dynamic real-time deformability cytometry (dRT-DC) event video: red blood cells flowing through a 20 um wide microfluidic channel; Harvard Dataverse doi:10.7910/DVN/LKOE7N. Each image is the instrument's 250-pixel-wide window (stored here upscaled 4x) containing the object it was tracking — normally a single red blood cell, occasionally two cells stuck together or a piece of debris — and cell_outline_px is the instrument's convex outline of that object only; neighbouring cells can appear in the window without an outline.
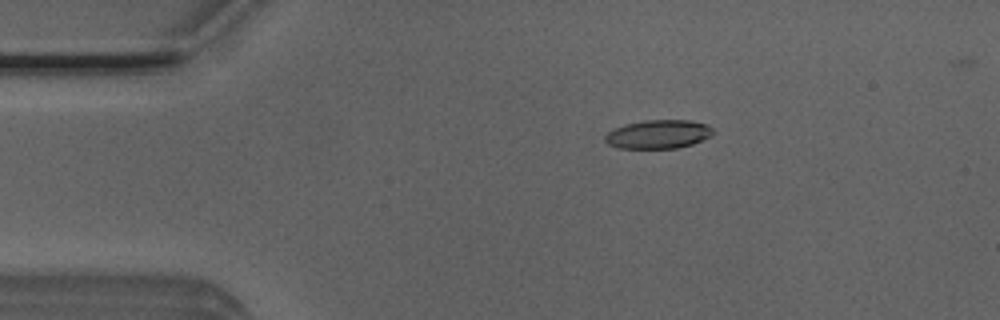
{"species": "Egyptian fruit bat (a non-hibernating species)", "species_latin": "Rousettus aegyptiacus", "temperature_condition": "room temperature", "stored_images_in_passage": 6, "camera_frame_rate_fps": 3000, "um_per_image_px": 0.085, "animal": {"sex": "male"}, "frame": {"image": 1, "passage_image": 1, "time_ms": 0.0, "image_size_px": [1000, 320], "cell_outline_px": [[716, 132], [712, 136], [692, 144], [676, 148], [616, 148], [608, 144], [604, 140], [604, 136], [608, 132], [616, 128], [628, 124], [644, 120], [688, 120], [708, 124]], "centroid_in_image_um": [55.99, 11.41], "position_along_channel_um": 29.0, "area_um2": 18.09}}
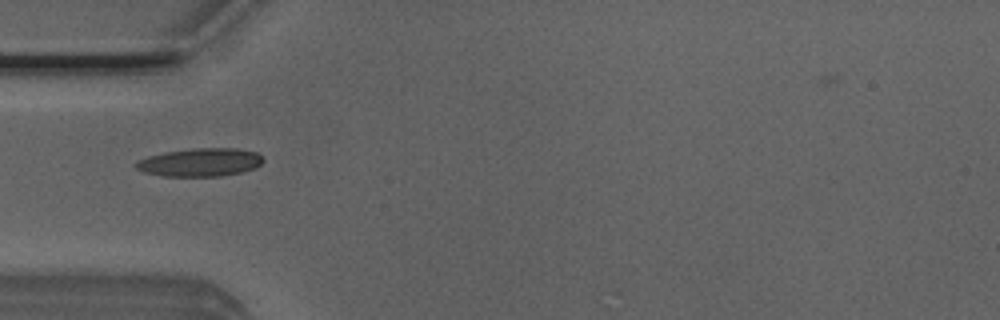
{"frame": {"image": 2, "passage_image": 3, "time_ms": 0.667, "image_size_px": [1000, 320], "cell_outline_px": [[264, 160], [256, 168], [240, 172], [220, 176], [164, 176], [144, 172], [136, 168], [132, 164], [148, 156], [164, 152], [192, 148], [236, 148], [256, 152]], "centroid_in_image_um": [17.0, 13.79], "position_along_channel_um": 68.0, "area_um2": 20.87}}
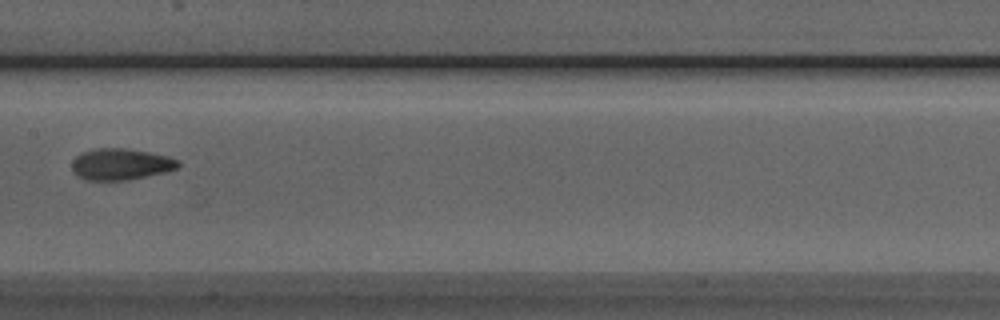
{"frame": {"image": 3, "passage_image": 6, "time_ms": 1.667, "image_size_px": [1000, 320], "cell_outline_px": [[180, 164], [176, 168], [164, 172], [128, 180], [88, 180], [76, 176], [72, 168], [72, 160], [80, 152], [92, 148], [124, 148], [148, 152], [168, 156], [180, 160]], "centroid_in_image_um": [10.23, 13.95], "position_along_channel_um": 197.2, "area_um2": 19.54}}